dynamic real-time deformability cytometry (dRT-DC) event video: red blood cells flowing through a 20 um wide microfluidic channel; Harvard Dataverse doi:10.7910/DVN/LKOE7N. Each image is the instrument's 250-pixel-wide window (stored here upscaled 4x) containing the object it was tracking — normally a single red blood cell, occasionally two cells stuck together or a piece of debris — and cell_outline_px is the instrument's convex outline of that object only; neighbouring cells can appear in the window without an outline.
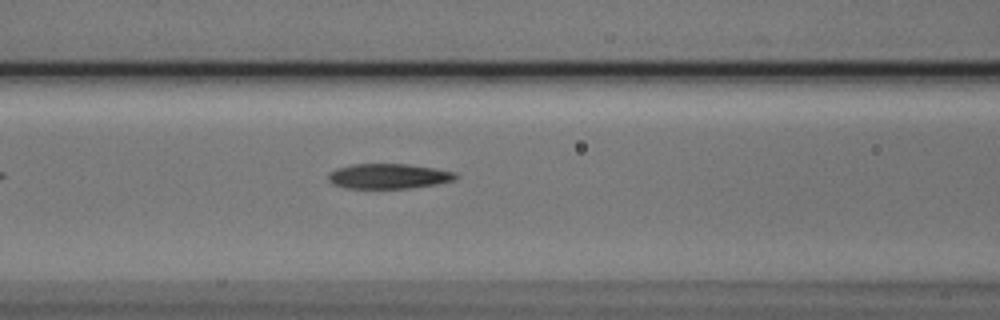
{"species": "Egyptian fruit bat (a non-hibernating species)", "species_latin": "Rousettus aegyptiacus", "temperature_condition": "cold", "stored_images_in_passage": 31, "camera_frame_rate_fps": 3000, "um_per_image_px": 0.085, "animal": {"sex": "male"}, "frame": {"image": 1, "passage_image": 6, "time_ms": 1.667, "image_size_px": [1000, 320], "cell_outline_px": [[460, 176], [456, 180], [436, 184], [412, 188], [344, 188], [332, 184], [328, 180], [328, 172], [336, 168], [352, 164], [408, 164], [436, 168], [456, 172]], "centroid_in_image_um": [33.04, 14.97], "position_along_channel_um": 133.6, "area_um2": 18.9}}
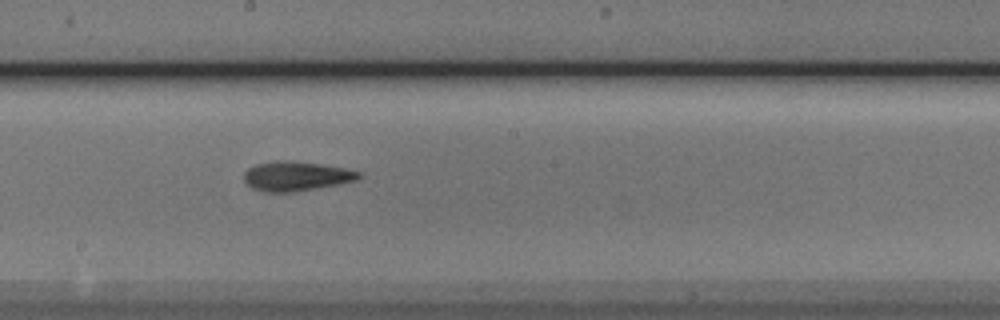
{"frame": {"image": 2, "passage_image": 13, "time_ms": 4.0, "image_size_px": [1000, 320], "cell_outline_px": [[364, 176], [356, 180], [336, 184], [292, 192], [264, 192], [252, 188], [244, 180], [244, 172], [248, 168], [256, 164], [276, 160], [288, 160], [320, 164], [344, 168], [364, 172]], "centroid_in_image_um": [25.18, 14.96], "position_along_channel_um": 223.0, "area_um2": 19.71}}
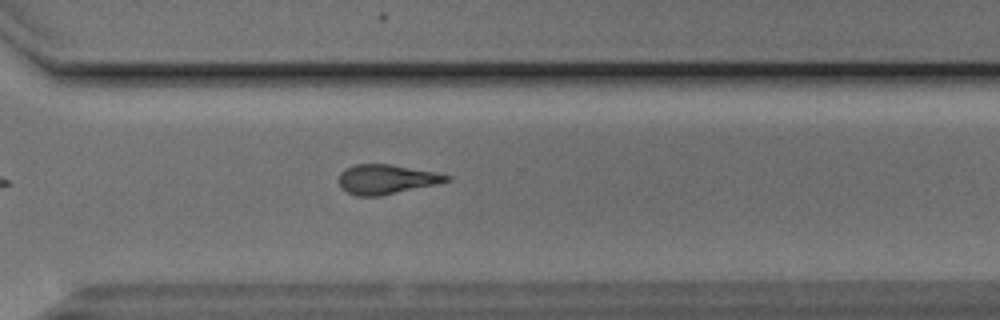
{"frame": {"image": 3, "passage_image": 22, "time_ms": 7.0, "image_size_px": [1000, 320], "cell_outline_px": [[452, 180], [436, 184], [380, 196], [356, 196], [340, 188], [340, 172], [344, 168], [356, 164], [388, 164], [436, 172], [452, 176]], "centroid_in_image_um": [32.84, 15.24], "position_along_channel_um": 337.8, "area_um2": 18.5}}